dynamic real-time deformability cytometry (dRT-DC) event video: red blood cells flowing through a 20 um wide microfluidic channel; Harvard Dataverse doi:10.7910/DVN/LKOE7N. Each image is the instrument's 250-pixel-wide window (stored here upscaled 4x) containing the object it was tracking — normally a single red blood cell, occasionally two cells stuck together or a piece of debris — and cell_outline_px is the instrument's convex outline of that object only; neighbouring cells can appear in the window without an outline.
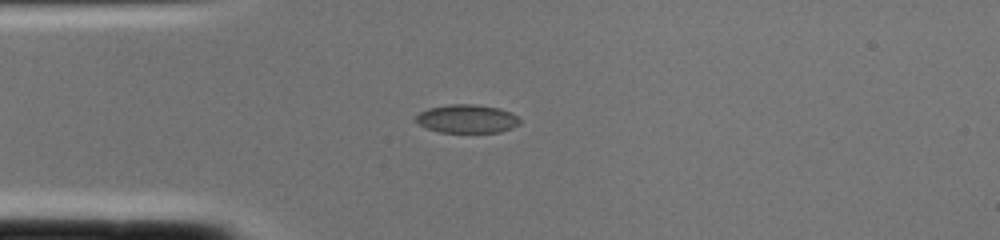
{"species": "common noctule bat (a hibernating species)", "species_latin": "Nyctalus noctula", "temperature_condition": "cold", "stored_images_in_passage": 1, "camera_frame_rate_fps": 3000, "um_per_image_px": 0.085, "animal": {"sex": "female", "body_mass_g": 22.0, "forearm_length_mm": 56.7}, "frame": {"image": 1, "passage_image": 1, "time_ms": 0.0, "image_size_px": [1000, 240], "cell_outline_px": [[520, 124], [512, 128], [500, 132], [440, 132], [428, 128], [420, 124], [416, 120], [416, 116], [420, 112], [428, 108], [452, 104], [476, 104], [500, 108], [512, 112], [520, 120]], "centroid_in_image_um": [39.74, 10.09], "position_along_channel_um": 45.3, "area_um2": 17.17}}